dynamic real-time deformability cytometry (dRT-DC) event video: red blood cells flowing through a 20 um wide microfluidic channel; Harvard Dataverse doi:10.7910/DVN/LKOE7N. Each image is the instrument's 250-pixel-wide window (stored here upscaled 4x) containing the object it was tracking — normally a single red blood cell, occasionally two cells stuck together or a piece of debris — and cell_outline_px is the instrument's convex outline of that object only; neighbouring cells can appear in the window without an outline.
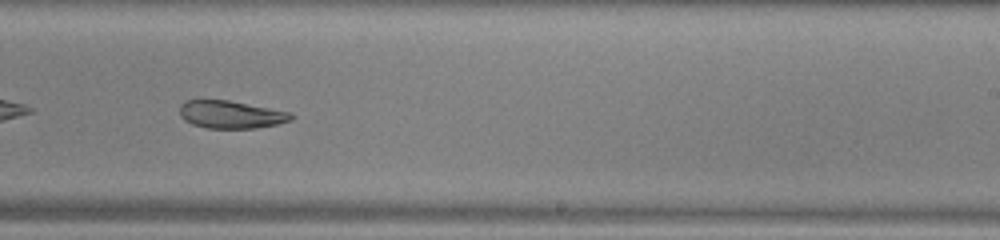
{"species": "common noctule bat (a hibernating species)", "species_latin": "Nyctalus noctula", "temperature_condition": "warm", "stored_images_in_passage": 48, "segment_of_instrument_passage": [1, 2], "camera_frame_rate_fps": 3000, "um_per_image_px": 0.085, "animal": {"sex": "male", "body_mass_g": 13.0, "forearm_length_mm": 53.1}, "frame": {"image": 1, "passage_image": 28, "time_ms": 9.0, "image_size_px": [1000, 240], "cell_outline_px": [[292, 120], [276, 124], [256, 128], [208, 128], [192, 124], [184, 120], [180, 116], [180, 104], [184, 100], [228, 100], [292, 112]], "centroid_in_image_um": [19.61, 9.73], "position_along_channel_um": 269.4, "area_um2": 17.98}}